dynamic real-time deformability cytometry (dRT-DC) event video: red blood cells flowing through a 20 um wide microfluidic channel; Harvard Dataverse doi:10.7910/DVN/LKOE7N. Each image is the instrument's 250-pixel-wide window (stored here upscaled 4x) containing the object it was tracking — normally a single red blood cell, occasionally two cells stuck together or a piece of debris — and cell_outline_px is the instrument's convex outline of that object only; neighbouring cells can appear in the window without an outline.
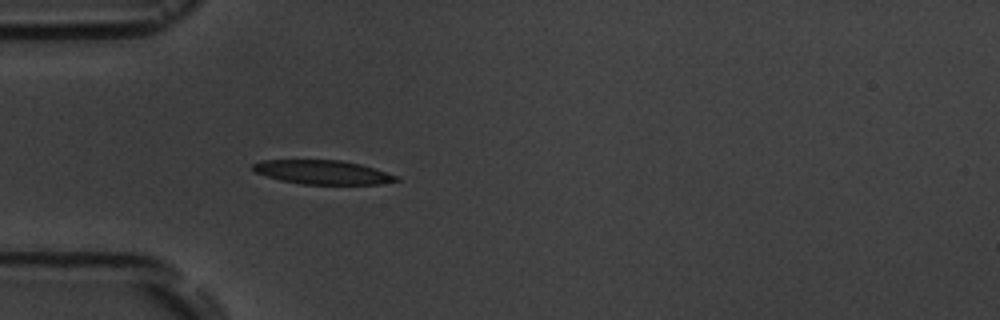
{"species": "common noctule bat (a hibernating species)", "species_latin": "Nyctalus noctula", "temperature_condition": "room temperature", "stored_images_in_passage": 5, "camera_frame_rate_fps": 3000, "um_per_image_px": 0.085, "animal": {"sex": "male", "body_mass_g": 19.5, "forearm_length_mm": 54.6}, "frame": {"image": 1, "passage_image": 5, "time_ms": 4.667, "image_size_px": [1000, 320], "cell_outline_px": [[400, 180], [380, 184], [300, 184], [280, 180], [256, 172], [252, 168], [252, 164], [260, 160], [340, 160], [360, 164], [400, 176]], "centroid_in_image_um": [27.44, 14.64], "position_along_channel_um": 57.6, "area_um2": 20.0}}